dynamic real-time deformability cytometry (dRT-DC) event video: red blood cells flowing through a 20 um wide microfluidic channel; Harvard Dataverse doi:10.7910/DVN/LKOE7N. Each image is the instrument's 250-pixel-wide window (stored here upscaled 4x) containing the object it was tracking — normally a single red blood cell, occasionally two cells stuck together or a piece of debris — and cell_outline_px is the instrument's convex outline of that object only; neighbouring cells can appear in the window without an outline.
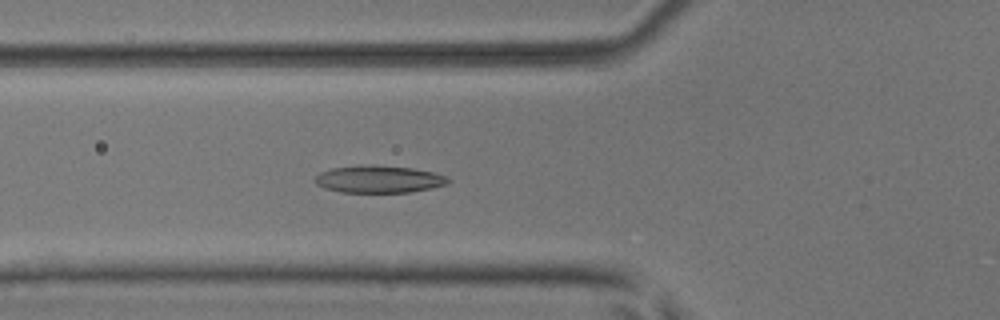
{"species": "common noctule bat (a hibernating species)", "species_latin": "Nyctalus noctula", "temperature_condition": "room temperature", "stored_images_in_passage": 49, "camera_frame_rate_fps": 3000, "um_per_image_px": 0.085, "animal": {"sex": "male", "body_mass_g": 17.9, "forearm_length_mm": 54.2}, "frame": {"image": 1, "passage_image": 19, "time_ms": 6.0, "image_size_px": [1000, 320], "cell_outline_px": [[452, 180], [448, 184], [432, 188], [408, 192], [340, 192], [324, 188], [316, 184], [312, 180], [320, 172], [332, 168], [360, 164], [372, 164], [412, 168], [432, 172], [448, 176]], "centroid_in_image_um": [32.19, 15.22], "position_along_channel_um": 93.6, "area_um2": 21.5}}
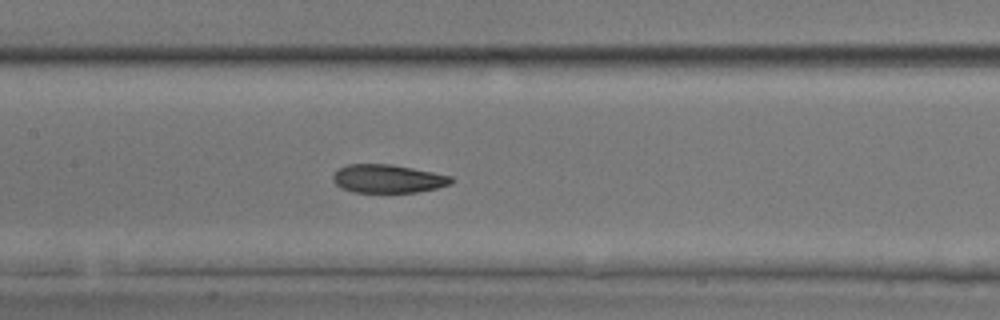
{"frame": {"image": 2, "passage_image": 25, "time_ms": 8.0, "image_size_px": [1000, 320], "cell_outline_px": [[456, 180], [452, 184], [436, 188], [416, 192], [352, 192], [336, 184], [332, 180], [332, 176], [340, 168], [348, 164], [392, 164], [452, 176]], "centroid_in_image_um": [33.0, 15.19], "position_along_channel_um": 174.4, "area_um2": 19.48}}
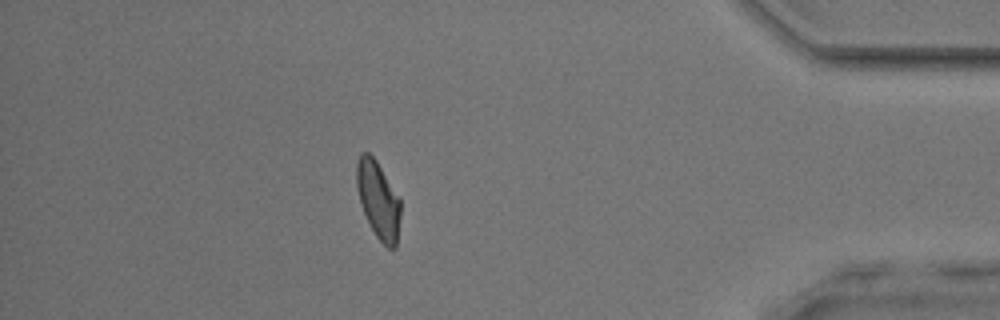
{"frame": {"image": 3, "passage_image": 45, "time_ms": 14.667, "image_size_px": [1000, 320], "cell_outline_px": [[400, 216], [396, 248], [388, 248], [376, 236], [360, 204], [356, 184], [356, 160], [360, 152], [368, 152], [376, 160], [400, 200]], "centroid_in_image_um": [32.13, 16.96], "position_along_channel_um": 403.1, "area_um2": 19.54}, "authors_computed_cell_mechanics": {"area_um2": 20.6924, "velocity_mm_per_s": 4.0397, "shape_relaxation_time_tau1_ms": 5.4341, "shape_relaxation_time_tau2_ms": 1.7004, "deformation_change_tau1": 0.168, "deformation_change_tau2": 0.0772}}